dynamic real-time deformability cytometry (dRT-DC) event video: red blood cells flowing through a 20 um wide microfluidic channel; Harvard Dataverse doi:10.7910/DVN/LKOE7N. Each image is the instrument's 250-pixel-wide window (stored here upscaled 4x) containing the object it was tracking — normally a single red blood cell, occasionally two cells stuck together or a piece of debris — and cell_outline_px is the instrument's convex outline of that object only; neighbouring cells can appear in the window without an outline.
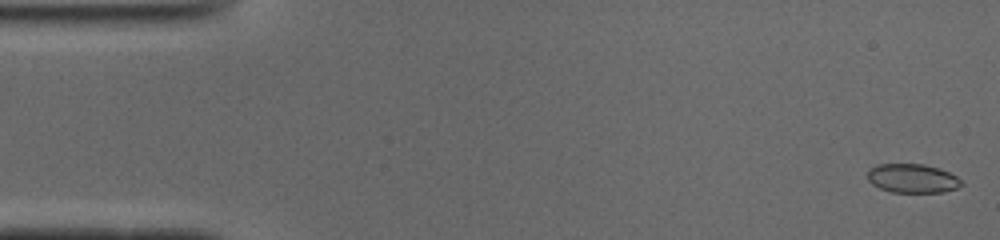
{"species": "common noctule bat (a hibernating species)", "species_latin": "Nyctalus noctula", "temperature_condition": "cold", "stored_images_in_passage": 50, "camera_frame_rate_fps": 3000, "um_per_image_px": 0.085, "animal": {"sex": "male", "body_mass_g": 19.0, "forearm_length_mm": 50.8}, "frame": {"image": 1, "passage_image": 1, "time_ms": 0.0, "image_size_px": [1000, 240], "cell_outline_px": [[964, 184], [956, 188], [944, 192], [892, 192], [880, 188], [872, 184], [868, 180], [868, 172], [872, 168], [880, 164], [924, 164], [940, 168], [956, 176]], "centroid_in_image_um": [77.58, 15.16], "position_along_channel_um": 7.4, "area_um2": 15.72}}
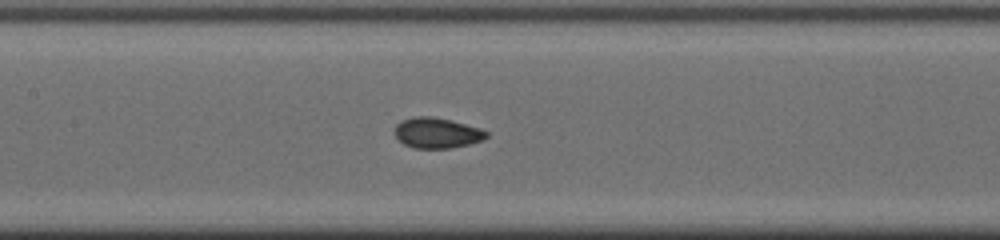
{"frame": {"image": 2, "passage_image": 23, "time_ms": 7.333, "image_size_px": [1000, 240], "cell_outline_px": [[488, 136], [484, 140], [452, 148], [416, 148], [404, 144], [396, 136], [396, 124], [412, 116], [432, 116], [480, 128], [488, 132]], "centroid_in_image_um": [37.16, 11.3], "position_along_channel_um": 170.2, "area_um2": 16.07}}
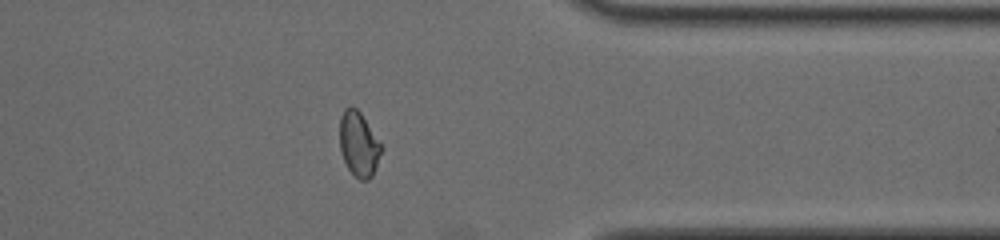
{"frame": {"image": 3, "passage_image": 40, "time_ms": 13.0, "image_size_px": [1000, 240], "cell_outline_px": [[384, 148], [372, 176], [368, 180], [360, 180], [348, 168], [344, 160], [340, 148], [340, 116], [344, 108], [356, 108], [360, 112]], "centroid_in_image_um": [30.51, 12.26], "position_along_channel_um": 380.9, "area_um2": 15.55}}